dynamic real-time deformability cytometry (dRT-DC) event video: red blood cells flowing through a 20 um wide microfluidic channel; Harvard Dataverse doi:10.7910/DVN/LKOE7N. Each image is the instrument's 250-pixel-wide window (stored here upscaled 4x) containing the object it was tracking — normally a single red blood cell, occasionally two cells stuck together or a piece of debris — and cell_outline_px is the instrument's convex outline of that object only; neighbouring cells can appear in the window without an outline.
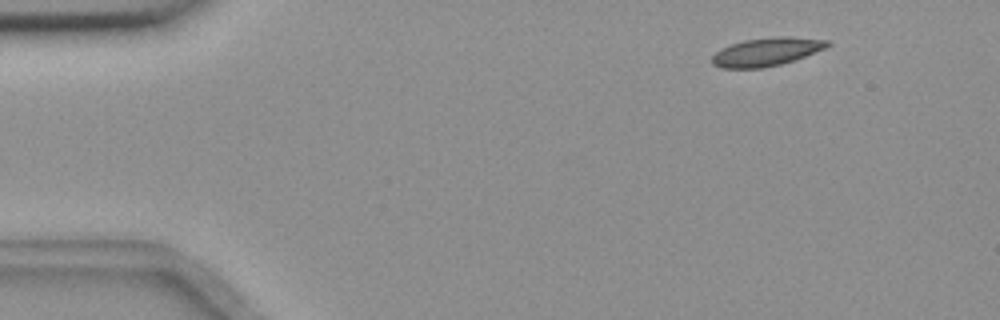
{"species": "common noctule bat (a hibernating species)", "species_latin": "Nyctalus noctula", "temperature_condition": "room temperature", "stored_images_in_passage": 3, "camera_frame_rate_fps": 3000, "um_per_image_px": 0.085, "animal": {"sex": "female", "body_mass_g": 18.4}, "frame": {"image": 1, "passage_image": 1, "time_ms": 0.0, "image_size_px": [1000, 320], "cell_outline_px": [[832, 44], [824, 48], [796, 60], [764, 68], [720, 68], [712, 64], [712, 56], [720, 48], [744, 40], [776, 36], [788, 36], [828, 40]], "centroid_in_image_um": [65.14, 4.4], "position_along_channel_um": 19.9, "area_um2": 19.07}}